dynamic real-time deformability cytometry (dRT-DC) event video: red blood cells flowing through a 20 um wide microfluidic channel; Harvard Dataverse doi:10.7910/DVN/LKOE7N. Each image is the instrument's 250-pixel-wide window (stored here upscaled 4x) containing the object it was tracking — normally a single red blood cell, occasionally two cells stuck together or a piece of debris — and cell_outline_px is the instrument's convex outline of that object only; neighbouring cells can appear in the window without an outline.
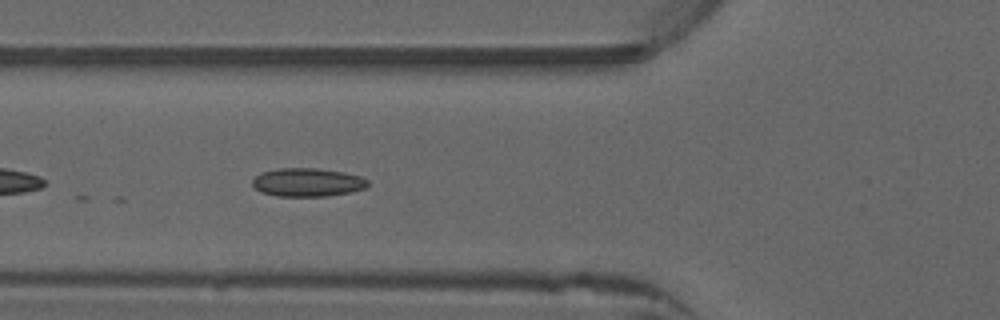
{"species": "common noctule bat (a hibernating species)", "species_latin": "Nyctalus noctula", "temperature_condition": "warm", "stored_images_in_passage": 7, "camera_frame_rate_fps": 3000, "um_per_image_px": 0.085, "animal": {"sex": "male", "forearm_length_mm": 52.5}, "frame": {"image": 1, "passage_image": 4, "time_ms": 1.0, "image_size_px": [1000, 320], "cell_outline_px": [[368, 184], [364, 188], [352, 192], [328, 196], [276, 196], [260, 192], [252, 184], [252, 180], [260, 172], [280, 168], [316, 168], [344, 172], [360, 176], [368, 180]], "centroid_in_image_um": [26.12, 15.5], "position_along_channel_um": 99.7, "area_um2": 19.19}}